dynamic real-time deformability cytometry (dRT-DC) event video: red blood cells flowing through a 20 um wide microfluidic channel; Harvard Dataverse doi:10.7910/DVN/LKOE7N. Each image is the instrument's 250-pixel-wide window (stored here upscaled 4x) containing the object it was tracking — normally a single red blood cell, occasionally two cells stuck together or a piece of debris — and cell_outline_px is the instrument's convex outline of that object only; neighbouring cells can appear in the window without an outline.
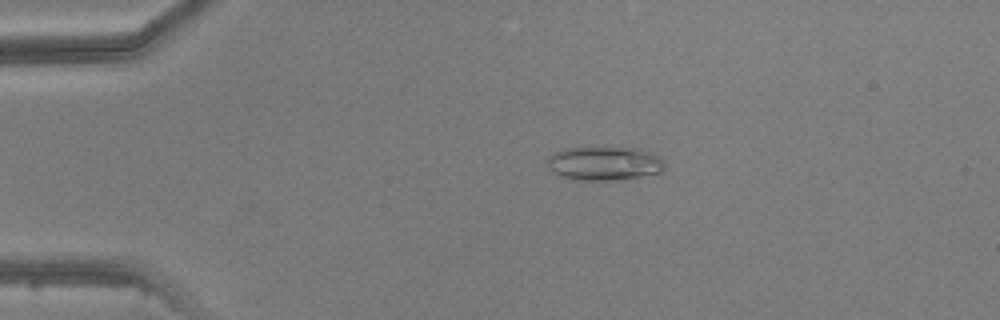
{"species": "common noctule bat (a hibernating species)", "species_latin": "Nyctalus noctula", "temperature_condition": "warm", "stored_images_in_passage": 4, "camera_frame_rate_fps": 3000, "um_per_image_px": 0.085, "animal": {"sex": "male", "body_mass_g": 20.5, "forearm_length_mm": 52.5}, "frame": {"image": 1, "passage_image": 3, "time_ms": 2.333, "image_size_px": [1000, 320], "cell_outline_px": [[664, 168], [660, 172], [640, 176], [612, 180], [572, 180], [560, 176], [552, 172], [548, 168], [548, 156], [552, 152], [564, 148], [640, 148], [660, 156], [664, 164]], "centroid_in_image_um": [51.32, 13.89], "position_along_channel_um": 33.7, "area_um2": 23.18}}